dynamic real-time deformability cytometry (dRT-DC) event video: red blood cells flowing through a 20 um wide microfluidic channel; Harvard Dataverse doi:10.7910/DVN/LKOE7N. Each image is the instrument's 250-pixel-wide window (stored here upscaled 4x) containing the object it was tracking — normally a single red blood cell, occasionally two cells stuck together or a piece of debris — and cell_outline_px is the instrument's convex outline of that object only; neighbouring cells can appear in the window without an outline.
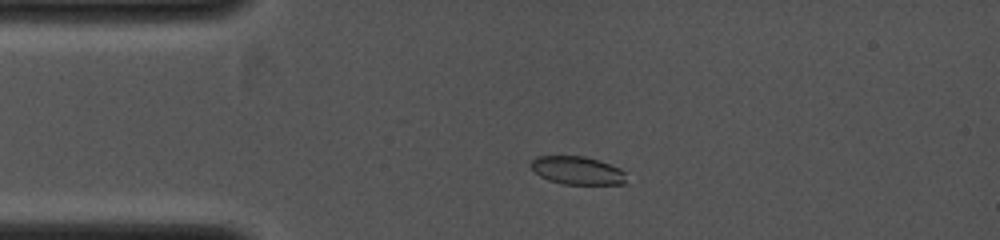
{"species": "common noctule bat (a hibernating species)", "species_latin": "Nyctalus noctula", "temperature_condition": "cold", "stored_images_in_passage": 36, "camera_frame_rate_fps": 4000, "um_per_image_px": 0.085, "animal": {"sex": "female", "body_mass_g": 19.0, "forearm_length_mm": 53.3}, "frame": {"image": 1, "passage_image": 7, "time_ms": 1.5, "image_size_px": [1000, 240], "cell_outline_px": [[624, 184], [564, 184], [548, 180], [540, 176], [528, 164], [536, 156], [584, 156], [600, 160], [620, 168], [624, 172]], "centroid_in_image_um": [49.04, 14.48], "position_along_channel_um": 36.0, "area_um2": 15.61}}
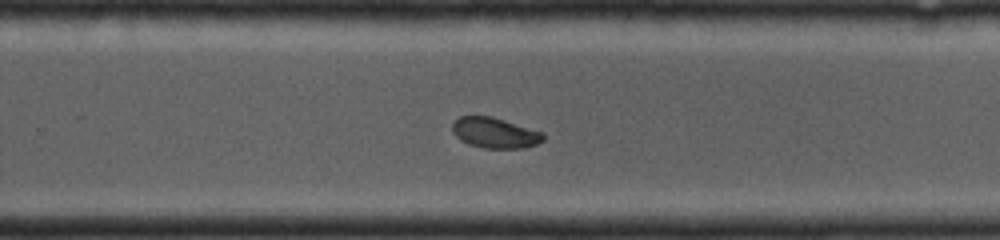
{"frame": {"image": 2, "passage_image": 21, "time_ms": 6.75, "image_size_px": [1000, 240], "cell_outline_px": [[544, 140], [536, 144], [524, 148], [484, 148], [468, 144], [460, 140], [452, 132], [452, 124], [460, 116], [492, 116], [544, 132]], "centroid_in_image_um": [42.07, 11.29], "position_along_channel_um": 287.7, "area_um2": 16.24}}
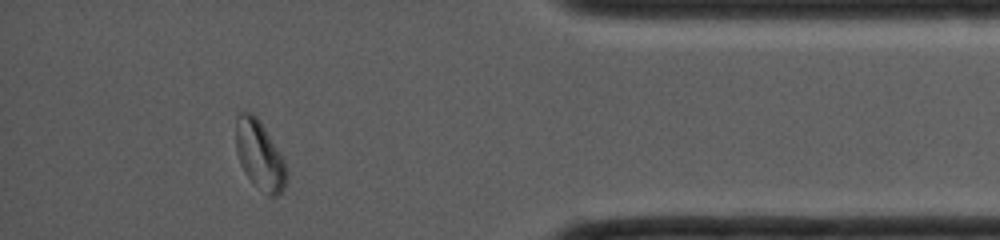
{"frame": {"image": 3, "passage_image": 32, "time_ms": 9.5, "image_size_px": [1000, 240], "cell_outline_px": [[288, 176], [284, 188], [276, 196], [268, 196], [244, 172], [240, 164], [236, 152], [236, 116], [240, 112], [252, 112], [256, 116], [264, 128], [284, 160]], "centroid_in_image_um": [22.06, 13.18], "position_along_channel_um": 413.1, "area_um2": 20.0}}